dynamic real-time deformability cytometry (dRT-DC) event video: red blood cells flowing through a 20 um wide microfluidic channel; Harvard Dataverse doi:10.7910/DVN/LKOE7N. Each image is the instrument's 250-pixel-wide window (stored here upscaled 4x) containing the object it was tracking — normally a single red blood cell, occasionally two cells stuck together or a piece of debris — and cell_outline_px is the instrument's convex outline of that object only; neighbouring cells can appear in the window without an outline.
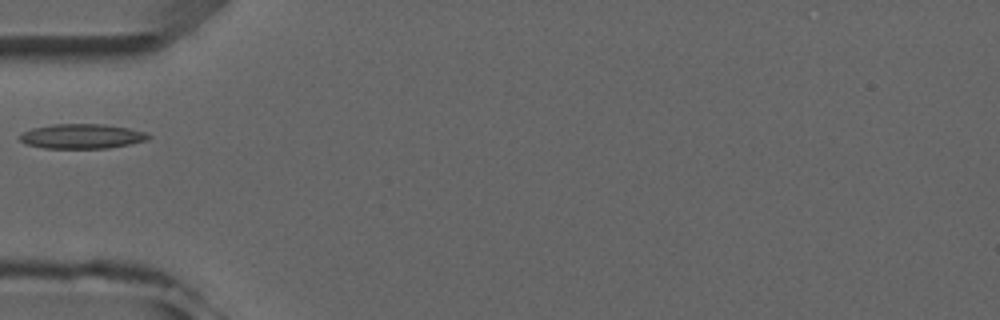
{"species": "common noctule bat (a hibernating species)", "species_latin": "Nyctalus noctula", "temperature_condition": "room temperature", "stored_images_in_passage": 2, "camera_frame_rate_fps": 3000, "um_per_image_px": 0.085, "animal": {"sex": "male", "forearm_length_mm": 52.5}, "frame": {"image": 1, "passage_image": 2, "time_ms": 1.0, "image_size_px": [1000, 320], "cell_outline_px": [[152, 136], [148, 140], [108, 148], [44, 148], [24, 144], [20, 140], [20, 136], [24, 132], [32, 128], [52, 124], [104, 124], [128, 128], [144, 132]], "centroid_in_image_um": [6.95, 11.58], "position_along_channel_um": 78.1, "area_um2": 18.44}}